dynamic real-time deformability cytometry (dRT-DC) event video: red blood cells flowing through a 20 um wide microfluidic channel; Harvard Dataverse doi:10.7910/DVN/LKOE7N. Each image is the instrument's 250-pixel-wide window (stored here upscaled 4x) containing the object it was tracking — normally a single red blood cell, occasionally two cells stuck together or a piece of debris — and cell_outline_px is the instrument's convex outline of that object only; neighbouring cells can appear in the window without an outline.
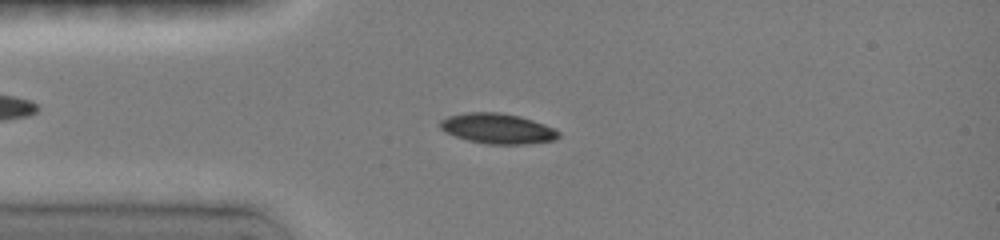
{"species": "common noctule bat (a hibernating species)", "species_latin": "Nyctalus noctula", "temperature_condition": "room temperature", "stored_images_in_passage": 45, "camera_frame_rate_fps": 3000, "um_per_image_px": 0.085, "animal": {"sex": "female", "body_mass_g": 19.0, "forearm_length_mm": 51.5}, "frame": {"image": 1, "passage_image": 7, "time_ms": 3.0, "image_size_px": [1000, 240], "cell_outline_px": [[560, 136], [556, 140], [528, 144], [488, 144], [468, 140], [444, 132], [440, 128], [440, 120], [448, 116], [464, 112], [500, 112], [520, 116], [556, 128], [560, 132]], "centroid_in_image_um": [42.31, 10.92], "position_along_channel_um": 42.7, "area_um2": 21.1}}
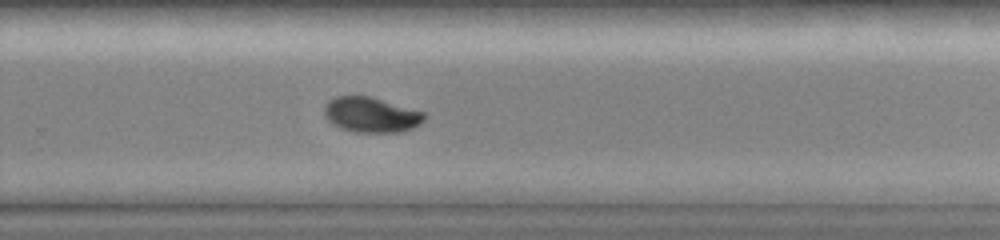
{"frame": {"image": 2, "passage_image": 38, "time_ms": 9.667, "image_size_px": [1000, 240], "cell_outline_px": [[424, 120], [420, 124], [412, 128], [400, 132], [356, 132], [340, 128], [332, 124], [324, 116], [324, 108], [328, 100], [336, 96], [372, 96], [424, 112]], "centroid_in_image_um": [31.52, 9.75], "position_along_channel_um": 298.3, "area_um2": 20.58}}
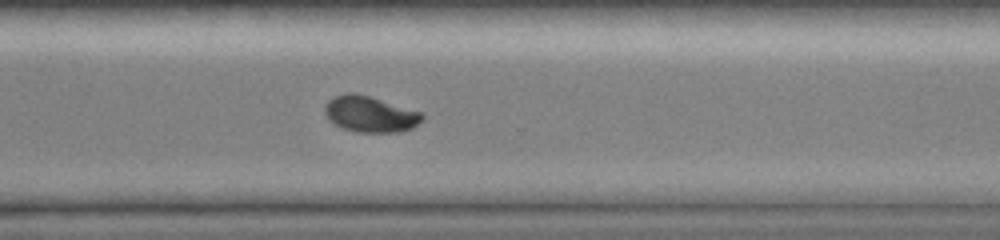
{"frame": {"image": 3, "passage_image": 42, "time_ms": 10.667, "image_size_px": [1000, 240], "cell_outline_px": [[424, 116], [412, 128], [400, 132], [356, 132], [344, 128], [328, 120], [324, 112], [324, 104], [328, 100], [336, 96], [348, 92], [352, 92], [368, 96], [424, 112]], "centroid_in_image_um": [31.45, 9.7], "position_along_channel_um": 339.2, "area_um2": 20.4}}